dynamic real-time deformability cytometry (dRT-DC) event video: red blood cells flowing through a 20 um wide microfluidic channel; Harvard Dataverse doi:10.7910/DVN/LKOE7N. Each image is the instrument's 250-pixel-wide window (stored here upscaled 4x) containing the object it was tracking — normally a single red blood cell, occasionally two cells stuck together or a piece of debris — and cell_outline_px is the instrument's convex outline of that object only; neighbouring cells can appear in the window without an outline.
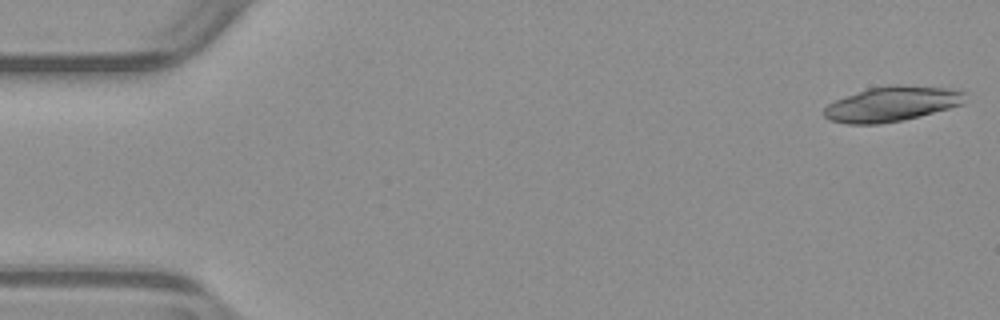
{"species": "common noctule bat (a hibernating species)", "species_latin": "Nyctalus noctula", "temperature_condition": "warm", "stored_images_in_passage": 8, "camera_frame_rate_fps": 3000, "um_per_image_px": 0.085, "animal": {"sex": "male", "body_mass_g": 23.1, "forearm_length_mm": 52.7}, "frame": {"image": 1, "passage_image": 1, "time_ms": 0.0, "image_size_px": [1000, 320], "cell_outline_px": [[968, 92], [964, 104], [920, 116], [904, 120], [880, 124], [848, 124], [828, 120], [824, 116], [824, 108], [828, 104], [844, 96], [868, 88], [888, 84], [900, 84], [960, 88]], "centroid_in_image_um": [75.89, 8.81], "position_along_channel_um": 9.1, "area_um2": 29.54}}